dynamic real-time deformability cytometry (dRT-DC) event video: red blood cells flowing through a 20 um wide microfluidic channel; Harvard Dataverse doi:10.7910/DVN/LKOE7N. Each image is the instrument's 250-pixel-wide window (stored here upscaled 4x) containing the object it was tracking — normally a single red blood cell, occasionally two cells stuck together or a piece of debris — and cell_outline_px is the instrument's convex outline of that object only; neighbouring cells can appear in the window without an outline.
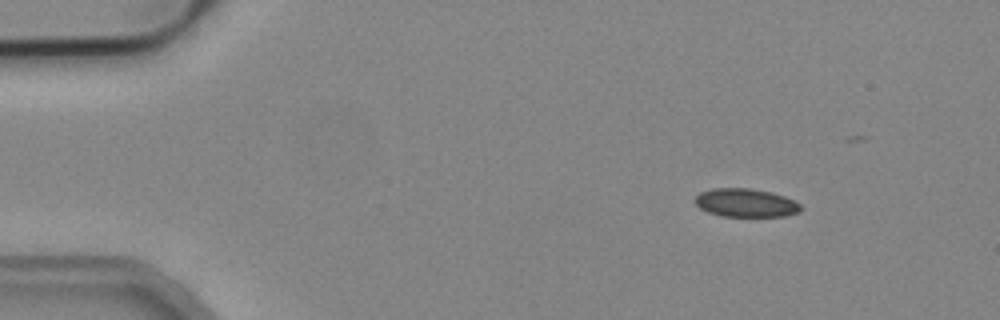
{"species": "common noctule bat (a hibernating species)", "species_latin": "Nyctalus noctula", "temperature_condition": "cold", "stored_images_in_passage": 4, "camera_frame_rate_fps": 3000, "um_per_image_px": 0.085, "animal": {"sex": "male", "body_mass_g": 19.2, "forearm_length_mm": 51.8}, "frame": {"image": 1, "passage_image": 1, "time_ms": 0.0, "image_size_px": [1000, 320], "cell_outline_px": [[804, 208], [800, 212], [784, 216], [720, 216], [708, 212], [700, 208], [692, 200], [700, 192], [712, 188], [752, 188], [772, 192], [784, 196], [800, 204]], "centroid_in_image_um": [63.38, 17.23], "position_along_channel_um": 21.6, "area_um2": 17.69}}